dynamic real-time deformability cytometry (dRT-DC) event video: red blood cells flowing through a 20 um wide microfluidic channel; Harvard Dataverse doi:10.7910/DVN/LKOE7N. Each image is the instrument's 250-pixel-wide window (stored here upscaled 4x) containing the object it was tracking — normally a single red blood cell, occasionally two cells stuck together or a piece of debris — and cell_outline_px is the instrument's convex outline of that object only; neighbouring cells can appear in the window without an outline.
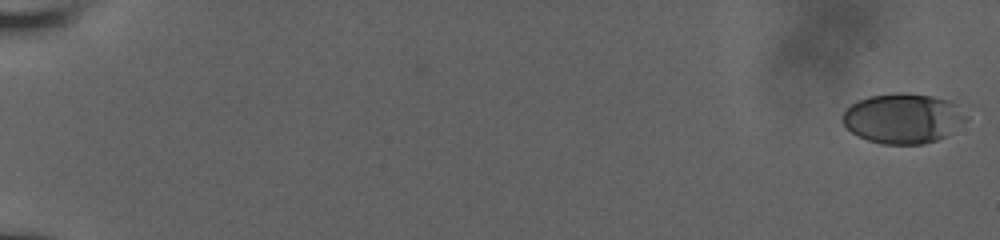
{"species": "human", "species_latin": "Homo sapiens", "temperature_condition": "room temperature", "stored_images_in_passage": 11, "segment_of_instrument_passage": [1, 2], "camera_frame_rate_fps": 3000, "um_per_image_px": 0.085, "donor": {"sex": "male"}, "frame": {"image": 1, "passage_image": 1, "time_ms": 0.0, "image_size_px": [1000, 240], "cell_outline_px": [[980, 108], [944, 136], [936, 140], [924, 144], [880, 144], [868, 140], [852, 132], [844, 124], [844, 112], [852, 104], [868, 96], [896, 92], [908, 92], [932, 96], [972, 104]], "centroid_in_image_um": [76.97, 10.01], "position_along_channel_um": 8.0, "area_um2": 37.11}}
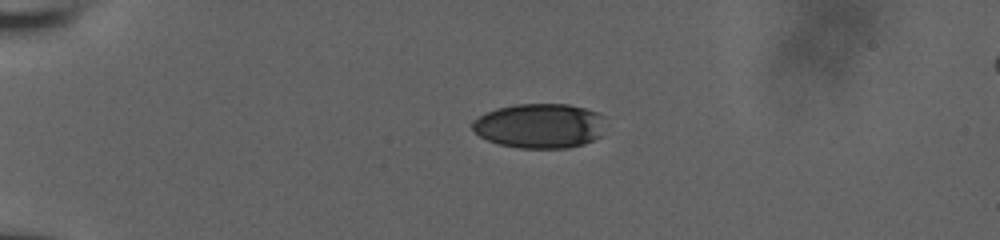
{"frame": {"image": 2, "passage_image": 8, "time_ms": 5.0, "image_size_px": [1000, 240], "cell_outline_px": [[600, 136], [584, 144], [568, 148], [520, 148], [496, 144], [480, 136], [472, 128], [472, 120], [484, 112], [496, 108], [516, 104], [568, 104], [584, 108], [596, 112], [600, 116]], "centroid_in_image_um": [45.78, 10.7], "position_along_channel_um": 39.2, "area_um2": 34.45}}